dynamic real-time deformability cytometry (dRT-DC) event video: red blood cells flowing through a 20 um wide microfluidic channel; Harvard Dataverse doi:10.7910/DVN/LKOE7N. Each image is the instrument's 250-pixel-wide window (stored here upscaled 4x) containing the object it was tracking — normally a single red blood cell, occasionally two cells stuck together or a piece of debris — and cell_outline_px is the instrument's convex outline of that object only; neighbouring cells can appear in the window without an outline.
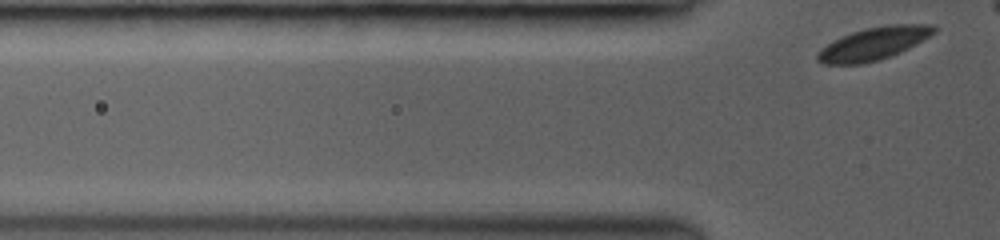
{"species": "common noctule bat (a hibernating species)", "species_latin": "Nyctalus noctula", "temperature_condition": "room temperature", "stored_images_in_passage": 3, "segment_of_instrument_passage": [2, 2], "camera_frame_rate_fps": 3000, "um_per_image_px": 0.085, "animal": {"sex": "female", "body_mass_g": 19.0, "forearm_length_mm": 53.3}, "frame": {"image": 1, "passage_image": 3, "time_ms": 2.0, "image_size_px": [1000, 240], "cell_outline_px": [[936, 32], [908, 48], [892, 56], [880, 60], [864, 64], [824, 64], [816, 60], [816, 56], [820, 48], [832, 40], [852, 32], [864, 28], [888, 24], [936, 24]], "centroid_in_image_um": [74.24, 3.7], "position_along_channel_um": 51.6, "area_um2": 22.43}}